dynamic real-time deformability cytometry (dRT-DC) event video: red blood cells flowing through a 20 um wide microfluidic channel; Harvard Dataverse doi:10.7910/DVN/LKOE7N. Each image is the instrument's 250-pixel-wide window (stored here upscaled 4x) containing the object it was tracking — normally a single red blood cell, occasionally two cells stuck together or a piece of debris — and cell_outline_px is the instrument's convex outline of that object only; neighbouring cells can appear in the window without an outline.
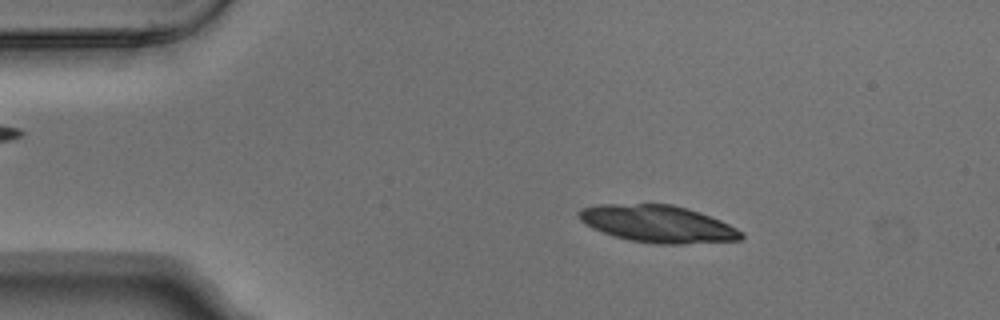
{"species": "Egyptian fruit bat (a non-hibernating species)", "species_latin": "Rousettus aegyptiacus", "temperature_condition": "warm", "stored_images_in_passage": 5, "camera_frame_rate_fps": 3000, "um_per_image_px": 0.085, "animal": {"sex": "male"}, "frame": {"image": 1, "passage_image": 2, "time_ms": 0.333, "image_size_px": [1000, 320], "cell_outline_px": [[744, 236], [740, 240], [684, 244], [656, 244], [628, 240], [612, 236], [592, 228], [584, 224], [576, 216], [576, 212], [580, 208], [596, 204], [672, 204], [700, 212], [720, 220], [744, 232]], "centroid_in_image_um": [55.87, 19.03], "position_along_channel_um": 29.1, "area_um2": 35.55}}